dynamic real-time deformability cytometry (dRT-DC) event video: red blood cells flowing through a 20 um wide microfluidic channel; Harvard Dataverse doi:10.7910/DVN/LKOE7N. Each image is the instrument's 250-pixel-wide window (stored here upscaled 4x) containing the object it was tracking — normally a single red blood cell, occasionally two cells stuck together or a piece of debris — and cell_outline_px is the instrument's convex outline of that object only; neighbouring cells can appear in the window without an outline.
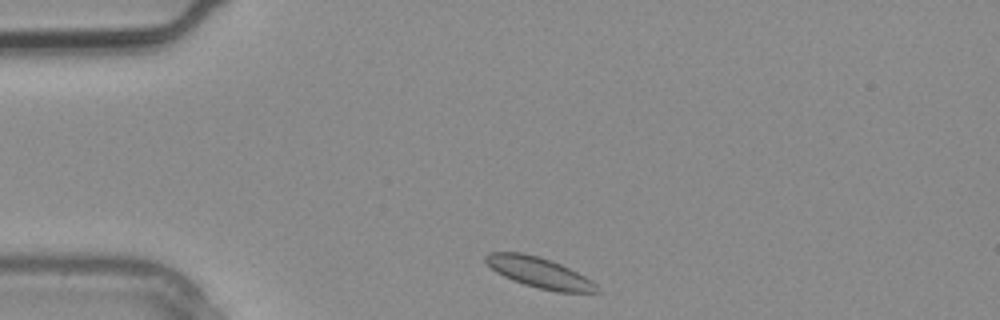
{"species": "common noctule bat (a hibernating species)", "species_latin": "Nyctalus noctula", "temperature_condition": "warm", "stored_images_in_passage": 1, "camera_frame_rate_fps": 3000, "um_per_image_px": 0.085, "animal": {"sex": "male", "body_mass_g": 20.4}, "frame": {"image": 1, "passage_image": 1, "time_ms": 0.0, "image_size_px": [1000, 320], "cell_outline_px": [[600, 292], [556, 292], [524, 284], [512, 280], [496, 272], [484, 260], [484, 256], [488, 252], [524, 252], [552, 260], [592, 280], [600, 288]], "centroid_in_image_um": [45.83, 23.16], "position_along_channel_um": 39.2, "area_um2": 19.71}}